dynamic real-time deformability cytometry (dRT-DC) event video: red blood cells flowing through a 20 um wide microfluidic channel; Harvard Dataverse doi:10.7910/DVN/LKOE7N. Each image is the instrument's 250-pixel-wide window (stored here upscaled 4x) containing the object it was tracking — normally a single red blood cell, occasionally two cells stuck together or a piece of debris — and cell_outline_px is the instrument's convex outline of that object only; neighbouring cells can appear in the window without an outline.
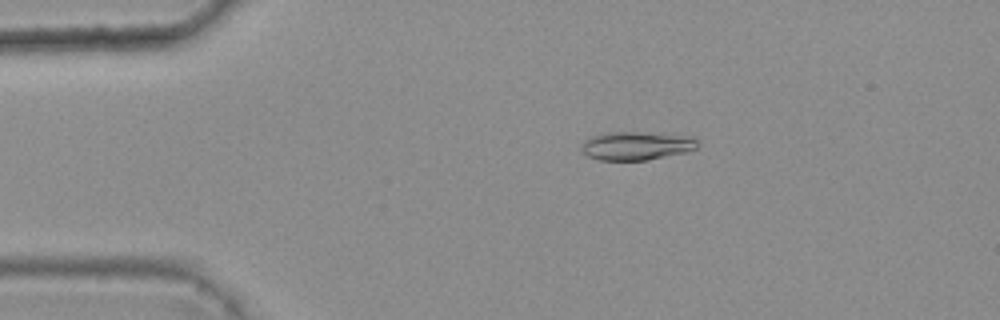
{"species": "common noctule bat (a hibernating species)", "species_latin": "Nyctalus noctula", "temperature_condition": "warm", "stored_images_in_passage": 4, "camera_frame_rate_fps": 3000, "um_per_image_px": 0.085, "animal": {"sex": "female", "body_mass_g": 25.1}, "frame": {"image": 1, "passage_image": 3, "time_ms": 0.667, "image_size_px": [1000, 320], "cell_outline_px": [[700, 144], [696, 148], [688, 152], [648, 160], [600, 160], [588, 156], [580, 148], [580, 144], [588, 136], [608, 132], [640, 132], [692, 136]], "centroid_in_image_um": [54.09, 12.39], "position_along_channel_um": 30.9, "area_um2": 19.54}}